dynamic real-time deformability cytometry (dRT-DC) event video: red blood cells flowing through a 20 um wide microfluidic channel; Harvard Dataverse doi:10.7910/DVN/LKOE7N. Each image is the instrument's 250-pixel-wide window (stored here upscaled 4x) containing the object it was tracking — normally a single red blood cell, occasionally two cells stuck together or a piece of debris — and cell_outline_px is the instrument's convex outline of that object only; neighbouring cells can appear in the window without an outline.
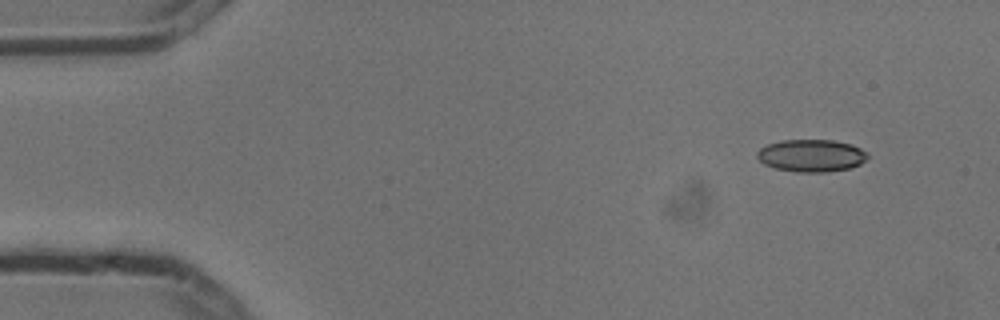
{"species": "common noctule bat (a hibernating species)", "species_latin": "Nyctalus noctula", "temperature_condition": "cold", "stored_images_in_passage": 4, "camera_frame_rate_fps": 3000, "um_per_image_px": 0.085, "animal": {"sex": "male", "body_mass_g": 13.3}, "frame": {"image": 1, "passage_image": 1, "time_ms": 0.0, "image_size_px": [1000, 320], "cell_outline_px": [[868, 156], [860, 164], [848, 168], [824, 172], [796, 172], [776, 168], [764, 164], [756, 156], [756, 152], [760, 148], [768, 144], [784, 140], [832, 140], [852, 144], [868, 152]], "centroid_in_image_um": [68.96, 13.22], "position_along_channel_um": 16.0, "area_um2": 20.75}}
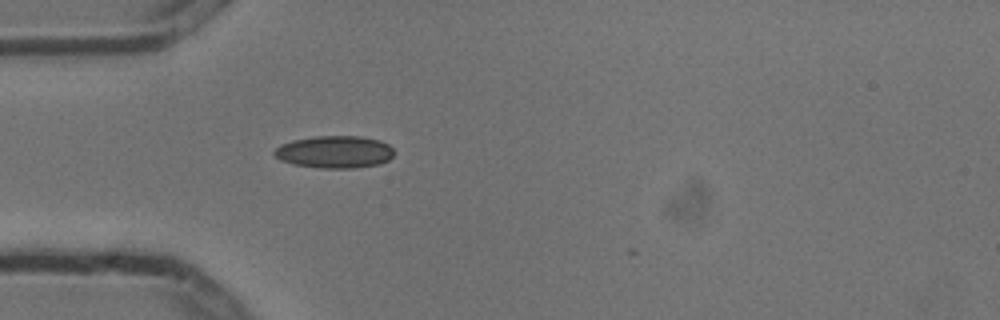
{"frame": {"image": 2, "passage_image": 4, "time_ms": 1.0, "image_size_px": [1000, 320], "cell_outline_px": [[392, 156], [388, 160], [380, 164], [352, 168], [320, 168], [292, 164], [280, 160], [272, 152], [280, 144], [292, 140], [316, 136], [360, 136], [380, 140], [388, 144], [392, 148]], "centroid_in_image_um": [28.42, 12.91], "position_along_channel_um": 56.6, "area_um2": 22.6}}